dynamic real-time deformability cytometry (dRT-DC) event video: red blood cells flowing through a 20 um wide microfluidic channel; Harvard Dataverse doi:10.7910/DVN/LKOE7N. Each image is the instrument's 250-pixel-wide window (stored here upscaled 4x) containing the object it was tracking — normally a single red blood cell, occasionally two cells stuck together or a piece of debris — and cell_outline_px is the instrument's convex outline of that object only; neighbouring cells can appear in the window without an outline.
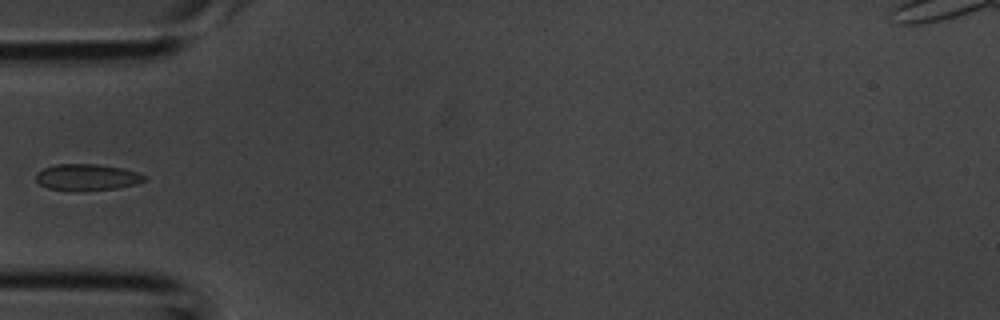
{"species": "common noctule bat (a hibernating species)", "species_latin": "Nyctalus noctula", "temperature_condition": "room temperature", "stored_images_in_passage": 4, "camera_frame_rate_fps": 3000, "um_per_image_px": 0.085, "animal": {"sex": "male", "body_mass_g": 20.1, "forearm_length_mm": 53.5}, "frame": {"image": 1, "passage_image": 4, "time_ms": 1.0, "image_size_px": [1000, 320], "cell_outline_px": [[148, 180], [136, 184], [116, 188], [80, 192], [72, 192], [48, 188], [40, 184], [36, 180], [36, 172], [44, 168], [56, 164], [100, 164], [124, 168], [136, 172], [144, 176]], "centroid_in_image_um": [7.38, 15.08], "position_along_channel_um": 77.6, "area_um2": 17.05}}